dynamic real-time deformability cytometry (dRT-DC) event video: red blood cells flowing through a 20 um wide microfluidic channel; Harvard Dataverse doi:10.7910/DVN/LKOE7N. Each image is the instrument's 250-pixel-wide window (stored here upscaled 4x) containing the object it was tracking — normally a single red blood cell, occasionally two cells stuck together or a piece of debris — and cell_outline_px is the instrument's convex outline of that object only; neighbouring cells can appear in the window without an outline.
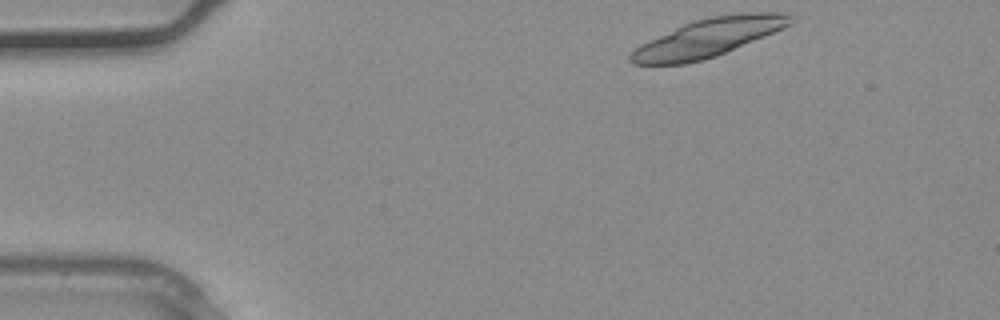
{"species": "common noctule bat (a hibernating species)", "species_latin": "Nyctalus noctula", "temperature_condition": "warm", "stored_images_in_passage": 3, "camera_frame_rate_fps": 3000, "um_per_image_px": 0.085, "animal": {"sex": "male", "body_mass_g": 20.4}, "frame": {"image": 1, "passage_image": 1, "time_ms": 0.0, "image_size_px": [1000, 320], "cell_outline_px": [[792, 24], [784, 28], [716, 56], [704, 60], [684, 64], [632, 64], [628, 60], [628, 56], [640, 44], [684, 24], [696, 20], [712, 16], [748, 12], [788, 12]], "centroid_in_image_um": [60.2, 3.21], "position_along_channel_um": 24.8, "area_um2": 35.2}}